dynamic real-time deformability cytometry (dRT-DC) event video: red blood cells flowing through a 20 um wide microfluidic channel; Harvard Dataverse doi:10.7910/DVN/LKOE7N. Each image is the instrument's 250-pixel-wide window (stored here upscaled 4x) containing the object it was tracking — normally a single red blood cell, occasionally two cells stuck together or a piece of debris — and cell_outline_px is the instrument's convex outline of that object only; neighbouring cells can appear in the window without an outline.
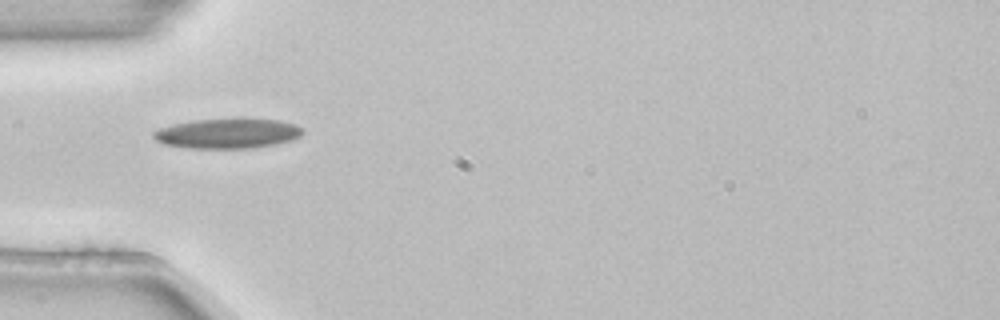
{"species": "common noctule bat (a hibernating species)", "species_latin": "Nyctalus noctula", "temperature_condition": "room temperature", "stored_images_in_passage": 4, "camera_frame_rate_fps": 3000, "um_per_image_px": 0.085, "animal": {"sex": "female", "body_mass_g": 22.7, "forearm_length_mm": 54.2}, "frame": {"image": 1, "passage_image": 4, "time_ms": 1.0, "image_size_px": [1000, 320], "cell_outline_px": [[304, 132], [300, 136], [292, 140], [276, 144], [252, 148], [188, 148], [164, 144], [156, 140], [152, 136], [152, 132], [160, 128], [172, 124], [192, 120], [236, 116], [240, 116], [280, 120], [296, 124]], "centroid_in_image_um": [19.36, 11.3], "position_along_channel_um": 65.6, "area_um2": 26.99}}